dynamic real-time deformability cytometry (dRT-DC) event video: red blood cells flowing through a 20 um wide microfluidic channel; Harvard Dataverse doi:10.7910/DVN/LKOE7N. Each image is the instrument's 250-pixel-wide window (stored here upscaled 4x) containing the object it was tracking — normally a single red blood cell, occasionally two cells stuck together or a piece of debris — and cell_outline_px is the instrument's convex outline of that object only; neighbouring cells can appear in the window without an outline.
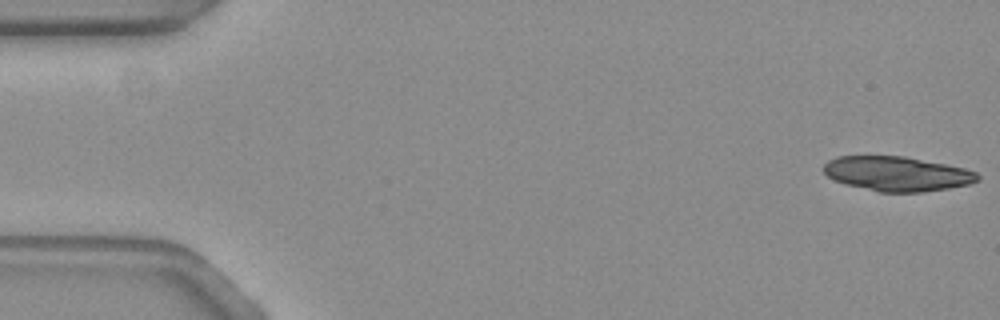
{"species": "common noctule bat (a hibernating species)", "species_latin": "Nyctalus noctula", "temperature_condition": "warm", "stored_images_in_passage": 56, "camera_frame_rate_fps": 3000, "um_per_image_px": 0.085, "animal": {"sex": "female", "body_mass_g": 19.3, "forearm_length_mm": 54.1}, "frame": {"image": 1, "passage_image": 1, "time_ms": 0.0, "image_size_px": [1000, 320], "cell_outline_px": [[980, 180], [968, 184], [948, 188], [924, 192], [880, 192], [844, 184], [828, 176], [824, 172], [824, 164], [828, 160], [840, 156], [904, 156], [964, 168], [976, 172], [980, 176]], "centroid_in_image_um": [76.25, 14.77], "position_along_channel_um": 8.7, "area_um2": 30.87}}
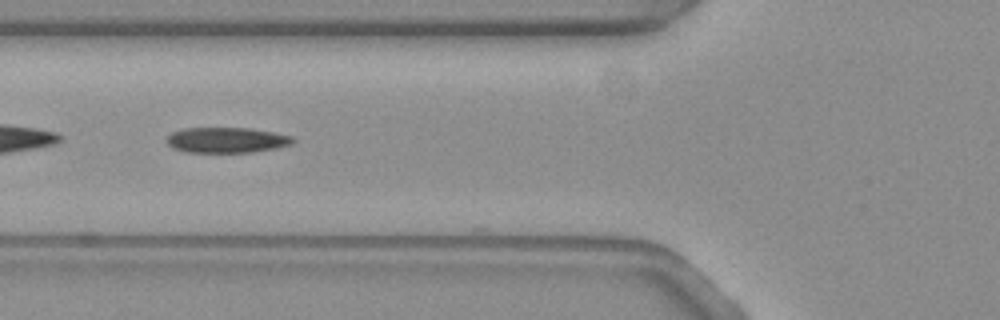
{"frame": {"image": 2, "passage_image": 21, "time_ms": 6.667, "image_size_px": [1000, 320], "cell_outline_px": [[296, 140], [292, 144], [276, 148], [252, 152], [184, 152], [172, 148], [168, 144], [168, 136], [172, 132], [184, 128], [252, 128], [292, 136]], "centroid_in_image_um": [19.28, 11.9], "position_along_channel_um": 106.5, "area_um2": 18.73}}
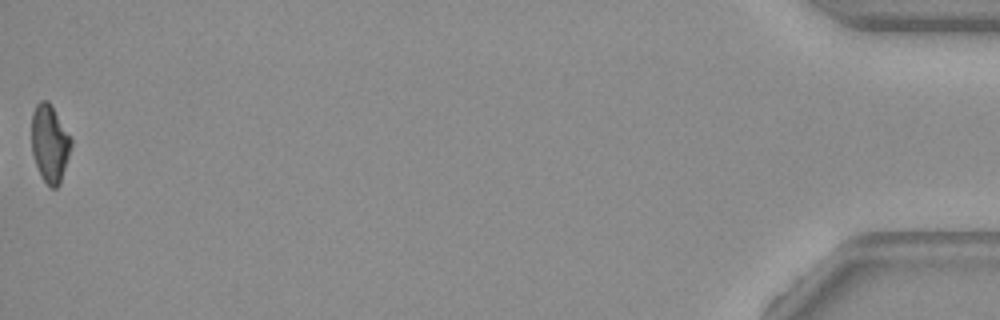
{"frame": {"image": 3, "passage_image": 56, "time_ms": 18.333, "image_size_px": [1000, 320], "cell_outline_px": [[72, 144], [60, 184], [56, 188], [48, 188], [40, 176], [32, 152], [32, 112], [36, 104], [40, 100], [48, 100], [72, 140]], "centroid_in_image_um": [4.21, 12.23], "position_along_channel_um": 431.0, "area_um2": 17.8}, "authors_computed_cell_mechanics": {"area_um2": 19.3341, "velocity_mm_per_s": 3.6759, "shape_relaxation_time_tau1_ms": 4.6401, "shape_relaxation_time_tau2_ms": 3.5196, "deformation_change_tau1": 0.1573, "deformation_change_tau2": 0.1142}}